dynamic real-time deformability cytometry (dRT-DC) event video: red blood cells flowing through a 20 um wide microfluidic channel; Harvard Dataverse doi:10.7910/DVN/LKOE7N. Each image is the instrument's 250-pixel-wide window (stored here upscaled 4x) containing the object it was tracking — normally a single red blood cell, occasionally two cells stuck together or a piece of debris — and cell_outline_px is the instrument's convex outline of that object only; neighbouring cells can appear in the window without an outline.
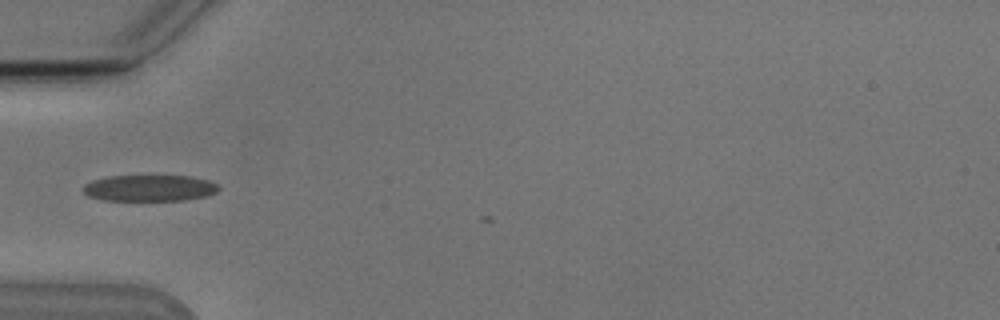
{"species": "Egyptian fruit bat (a non-hibernating species)", "species_latin": "Rousettus aegyptiacus", "temperature_condition": "cold", "stored_images_in_passage": 5, "camera_frame_rate_fps": 3000, "um_per_image_px": 0.085, "animal": {"sex": "male"}, "frame": {"image": 1, "passage_image": 4, "time_ms": 3.333, "image_size_px": [1000, 320], "cell_outline_px": [[220, 188], [216, 192], [208, 196], [184, 200], [104, 200], [88, 196], [80, 188], [84, 184], [92, 180], [108, 176], [192, 176], [208, 180], [216, 184]], "centroid_in_image_um": [12.69, 15.98], "position_along_channel_um": 72.3, "area_um2": 20.87}}